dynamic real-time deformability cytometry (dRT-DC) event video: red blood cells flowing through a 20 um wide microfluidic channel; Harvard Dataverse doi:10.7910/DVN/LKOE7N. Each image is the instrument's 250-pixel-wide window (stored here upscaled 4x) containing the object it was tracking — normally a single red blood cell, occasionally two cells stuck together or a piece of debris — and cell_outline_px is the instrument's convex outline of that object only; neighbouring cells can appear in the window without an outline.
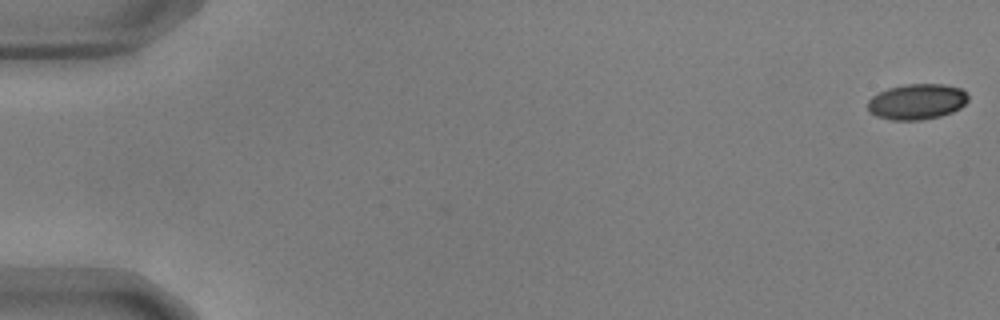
{"species": "common noctule bat (a hibernating species)", "species_latin": "Nyctalus noctula", "temperature_condition": "warm", "stored_images_in_passage": 17, "camera_frame_rate_fps": 3000, "um_per_image_px": 0.085, "animal": {"sex": "male", "body_mass_g": 17.9, "forearm_length_mm": 54.2}, "frame": {"image": 1, "passage_image": 1, "time_ms": 0.0, "image_size_px": [1000, 320], "cell_outline_px": [[968, 100], [960, 108], [952, 112], [940, 116], [920, 120], [892, 120], [876, 116], [868, 112], [868, 100], [872, 96], [888, 88], [908, 84], [944, 84], [960, 88], [968, 96]], "centroid_in_image_um": [77.92, 8.65], "position_along_channel_um": 7.1, "area_um2": 20.81}}
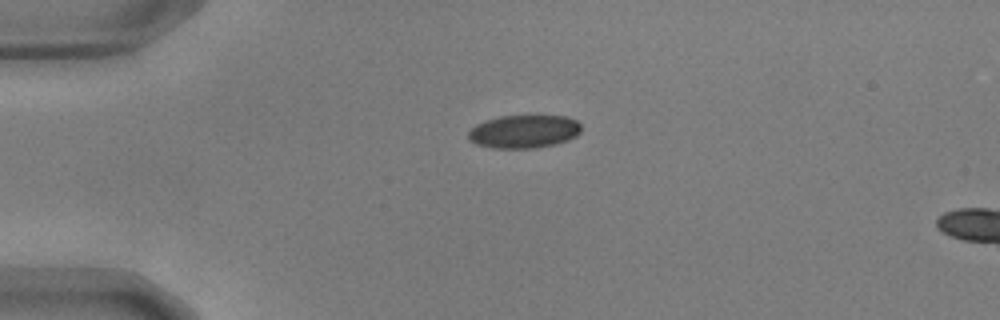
{"frame": {"image": 2, "passage_image": 14, "time_ms": 4.333, "image_size_px": [1000, 320], "cell_outline_px": [[580, 132], [576, 136], [568, 140], [556, 144], [536, 148], [492, 148], [476, 144], [468, 136], [468, 132], [476, 124], [500, 116], [564, 116], [576, 120], [580, 124]], "centroid_in_image_um": [44.55, 11.19], "position_along_channel_um": 40.4, "area_um2": 21.68}}